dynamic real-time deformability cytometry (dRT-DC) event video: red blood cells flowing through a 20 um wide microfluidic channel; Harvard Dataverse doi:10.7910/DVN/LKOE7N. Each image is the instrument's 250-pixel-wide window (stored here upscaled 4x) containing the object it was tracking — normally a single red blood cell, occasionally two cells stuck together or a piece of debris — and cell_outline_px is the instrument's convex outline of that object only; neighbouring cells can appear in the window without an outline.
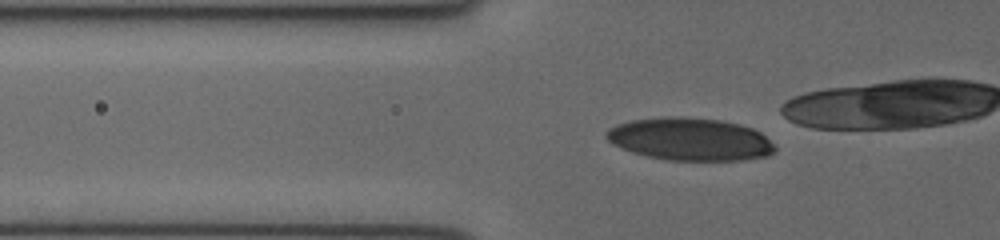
{"species": "human", "species_latin": "Homo sapiens", "temperature_condition": "cold", "stored_images_in_passage": 39, "camera_frame_rate_fps": 3000, "um_per_image_px": 0.085, "donor": {"sex": "female"}, "frame": {"image": 1, "passage_image": 16, "time_ms": 5.0, "image_size_px": [1000, 240], "cell_outline_px": [[776, 152], [768, 156], [740, 160], [668, 160], [648, 156], [632, 152], [612, 144], [604, 136], [604, 132], [608, 128], [616, 124], [632, 120], [664, 116], [684, 116], [720, 120], [740, 124], [752, 128], [760, 132], [776, 148]], "centroid_in_image_um": [58.62, 11.82], "position_along_channel_um": 67.2, "area_um2": 42.08}}
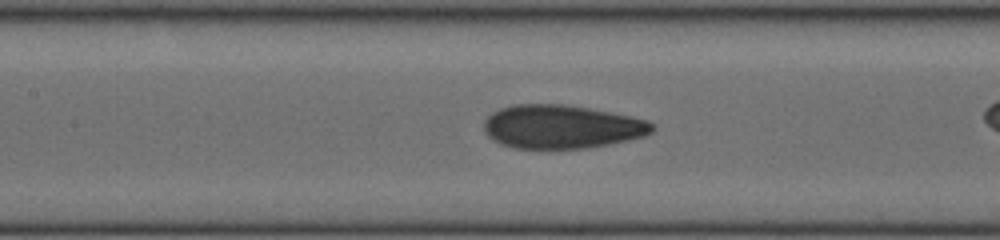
{"frame": {"image": 2, "passage_image": 23, "time_ms": 7.333, "image_size_px": [1000, 240], "cell_outline_px": [[656, 128], [652, 132], [644, 136], [608, 144], [584, 148], [516, 148], [500, 144], [488, 136], [484, 132], [484, 120], [492, 112], [500, 108], [512, 104], [564, 104], [588, 108], [648, 120], [656, 124]], "centroid_in_image_um": [47.72, 10.76], "position_along_channel_um": 159.7, "area_um2": 42.66}}
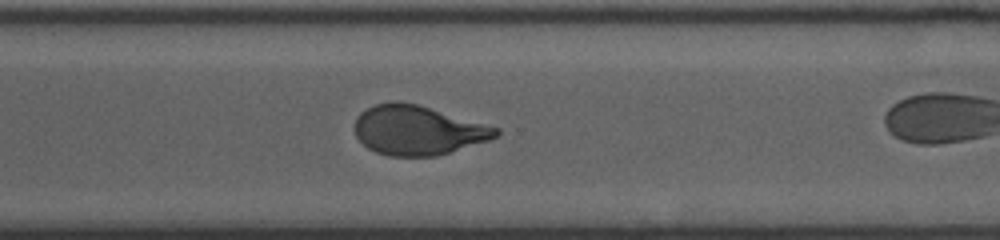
{"frame": {"image": 3, "passage_image": 35, "time_ms": 11.333, "image_size_px": [1000, 240], "cell_outline_px": [[500, 132], [496, 136], [488, 140], [436, 156], [388, 156], [376, 152], [368, 148], [356, 136], [356, 116], [360, 112], [376, 104], [392, 100], [396, 100], [416, 104], [500, 128]], "centroid_in_image_um": [35.49, 11.06], "position_along_channel_um": 335.1, "area_um2": 40.29}}